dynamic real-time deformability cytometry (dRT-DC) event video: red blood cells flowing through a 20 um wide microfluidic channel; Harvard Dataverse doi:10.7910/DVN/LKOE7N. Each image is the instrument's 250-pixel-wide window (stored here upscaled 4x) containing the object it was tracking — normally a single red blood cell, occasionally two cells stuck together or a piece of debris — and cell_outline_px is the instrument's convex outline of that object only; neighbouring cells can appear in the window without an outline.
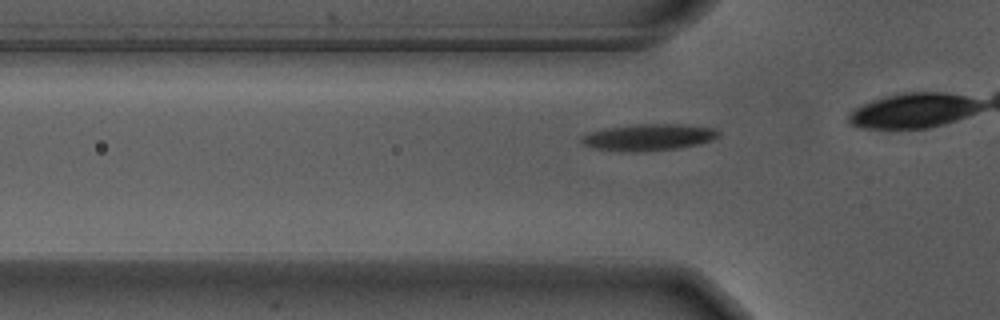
{"species": "Egyptian fruit bat (a non-hibernating species)", "species_latin": "Rousettus aegyptiacus", "temperature_condition": "warm", "stored_images_in_passage": 10, "camera_frame_rate_fps": 3000, "um_per_image_px": 0.085, "animal": {"sex": "male"}, "frame": {"image": 1, "passage_image": 8, "time_ms": 2.333, "image_size_px": [1000, 320], "cell_outline_px": [[720, 136], [712, 140], [700, 144], [676, 148], [628, 152], [592, 148], [584, 144], [580, 140], [580, 136], [588, 132], [604, 128], [640, 124], [684, 124], [712, 128], [720, 132]], "centroid_in_image_um": [55.11, 11.66], "position_along_channel_um": 70.7, "area_um2": 21.21}}